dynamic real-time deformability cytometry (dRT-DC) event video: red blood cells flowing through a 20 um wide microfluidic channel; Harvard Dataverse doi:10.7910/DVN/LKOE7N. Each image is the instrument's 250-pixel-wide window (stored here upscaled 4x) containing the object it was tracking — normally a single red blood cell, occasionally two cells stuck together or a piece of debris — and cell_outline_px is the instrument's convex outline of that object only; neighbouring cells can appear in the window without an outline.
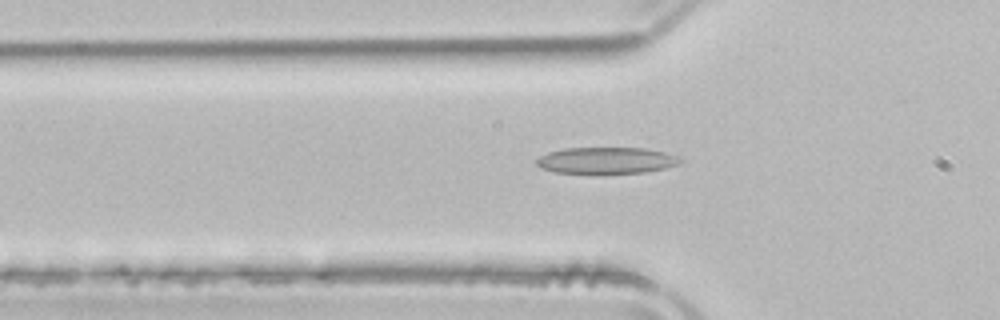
{"species": "common noctule bat (a hibernating species)", "species_latin": "Nyctalus noctula", "temperature_condition": "room temperature", "stored_images_in_passage": 42, "camera_frame_rate_fps": 3000, "um_per_image_px": 0.085, "animal": {"sex": "male", "body_mass_g": 21.5, "forearm_length_mm": 52.0}, "frame": {"image": 1, "passage_image": 10, "time_ms": 3.0, "image_size_px": [1000, 320], "cell_outline_px": [[684, 160], [676, 164], [664, 168], [644, 172], [604, 176], [592, 176], [556, 172], [540, 168], [536, 164], [536, 160], [540, 156], [548, 152], [564, 148], [644, 148], [664, 152], [676, 156]], "centroid_in_image_um": [51.47, 13.68], "position_along_channel_um": 74.3, "area_um2": 23.06}}
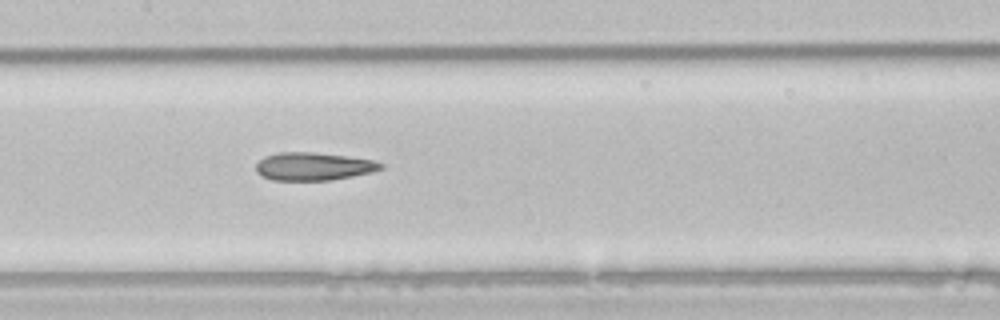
{"frame": {"image": 2, "passage_image": 18, "time_ms": 5.667, "image_size_px": [1000, 320], "cell_outline_px": [[384, 168], [372, 172], [352, 176], [328, 180], [272, 180], [260, 176], [256, 172], [256, 164], [264, 156], [280, 152], [312, 152], [348, 156], [372, 160], [384, 164]], "centroid_in_image_um": [26.62, 14.14], "position_along_channel_um": 180.8, "area_um2": 20.35}}
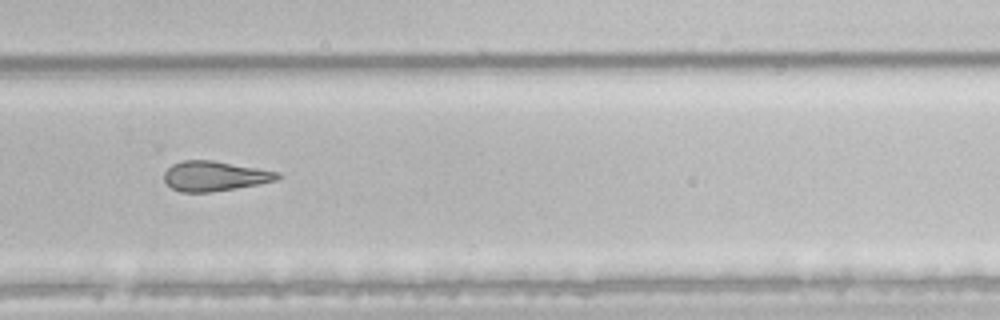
{"frame": {"image": 3, "passage_image": 28, "time_ms": 9.0, "image_size_px": [1000, 320], "cell_outline_px": [[284, 176], [276, 180], [260, 184], [208, 192], [180, 192], [172, 188], [164, 180], [164, 172], [172, 164], [184, 160], [212, 160], [280, 172]], "centroid_in_image_um": [18.26, 14.96], "position_along_channel_um": 311.5, "area_um2": 19.71}, "authors_computed_cell_mechanics": {"area_um2": 21.2993, "velocity_mm_per_s": 3.9522, "shape_relaxation_time_tau1_ms": null, "shape_relaxation_time_tau2_ms": 8.3012, "deformation_change_tau1": null, "deformation_change_tau2": 0.2206}}